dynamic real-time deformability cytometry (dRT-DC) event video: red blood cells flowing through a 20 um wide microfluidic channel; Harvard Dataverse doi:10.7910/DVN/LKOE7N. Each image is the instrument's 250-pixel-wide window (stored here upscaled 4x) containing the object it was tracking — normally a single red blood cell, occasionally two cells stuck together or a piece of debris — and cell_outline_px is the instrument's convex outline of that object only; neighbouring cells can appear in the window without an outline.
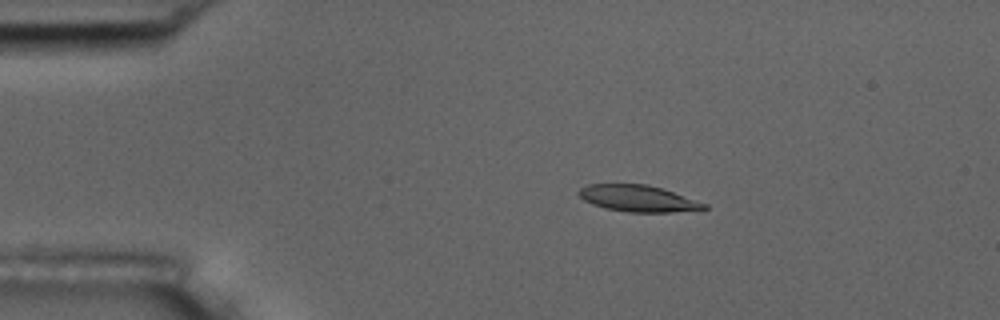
{"species": "common noctule bat (a hibernating species)", "species_latin": "Nyctalus noctula", "temperature_condition": "room temperature", "stored_images_in_passage": 4, "camera_frame_rate_fps": 3000, "um_per_image_px": 0.085, "animal": {"sex": "male", "body_mass_g": 17.5, "forearm_length_mm": 52.3}, "frame": {"image": 1, "passage_image": 1, "time_ms": 0.0, "image_size_px": [1000, 320], "cell_outline_px": [[708, 208], [672, 212], [628, 212], [604, 208], [592, 204], [584, 200], [576, 192], [580, 188], [588, 184], [648, 184], [708, 204]], "centroid_in_image_um": [54.19, 16.87], "position_along_channel_um": 30.8, "area_um2": 19.19}}
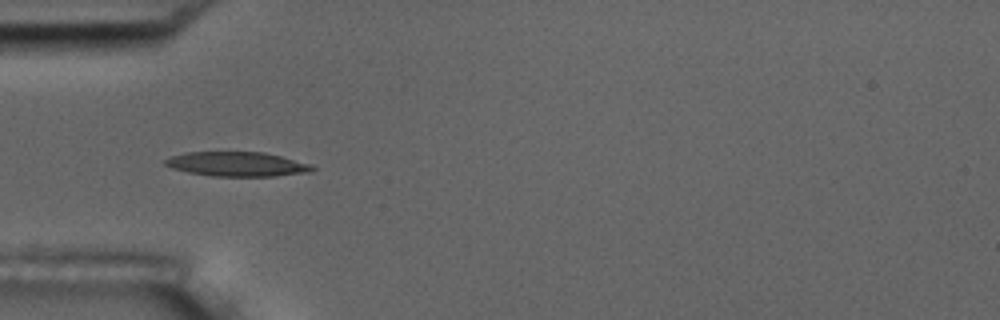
{"frame": {"image": 2, "passage_image": 3, "time_ms": 2.333, "image_size_px": [1000, 320], "cell_outline_px": [[316, 168], [312, 172], [276, 176], [212, 176], [188, 172], [172, 168], [164, 164], [164, 160], [172, 156], [184, 152], [264, 152], [312, 164]], "centroid_in_image_um": [20.18, 13.95], "position_along_channel_um": 64.8, "area_um2": 21.04}}